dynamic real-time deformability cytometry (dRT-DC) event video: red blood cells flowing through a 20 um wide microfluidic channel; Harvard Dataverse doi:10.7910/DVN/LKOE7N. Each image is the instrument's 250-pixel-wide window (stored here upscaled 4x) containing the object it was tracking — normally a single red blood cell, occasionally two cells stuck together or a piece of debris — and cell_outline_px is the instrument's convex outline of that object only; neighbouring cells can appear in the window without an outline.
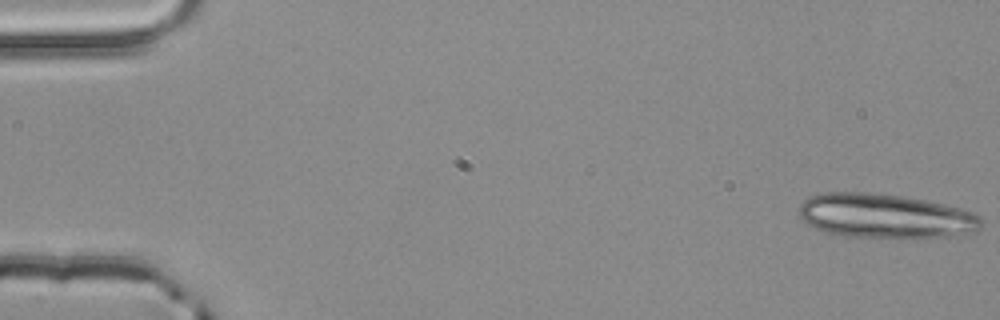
{"species": "common noctule bat (a hibernating species)", "species_latin": "Nyctalus noctula", "temperature_condition": "room temperature", "stored_images_in_passage": 4, "camera_frame_rate_fps": 3000, "um_per_image_px": 0.085, "animal": {"sex": "male", "body_mass_g": 20.4}, "frame": {"image": 1, "passage_image": 1, "time_ms": 0.0, "image_size_px": [1000, 320], "cell_outline_px": [[980, 228], [972, 232], [956, 236], [916, 240], [900, 240], [840, 236], [824, 232], [808, 224], [800, 216], [800, 204], [804, 200], [812, 196], [824, 192], [868, 192], [904, 196], [944, 204], [960, 208], [972, 212], [980, 216]], "centroid_in_image_um": [75.28, 18.41], "position_along_channel_um": 9.7, "area_um2": 48.38}}